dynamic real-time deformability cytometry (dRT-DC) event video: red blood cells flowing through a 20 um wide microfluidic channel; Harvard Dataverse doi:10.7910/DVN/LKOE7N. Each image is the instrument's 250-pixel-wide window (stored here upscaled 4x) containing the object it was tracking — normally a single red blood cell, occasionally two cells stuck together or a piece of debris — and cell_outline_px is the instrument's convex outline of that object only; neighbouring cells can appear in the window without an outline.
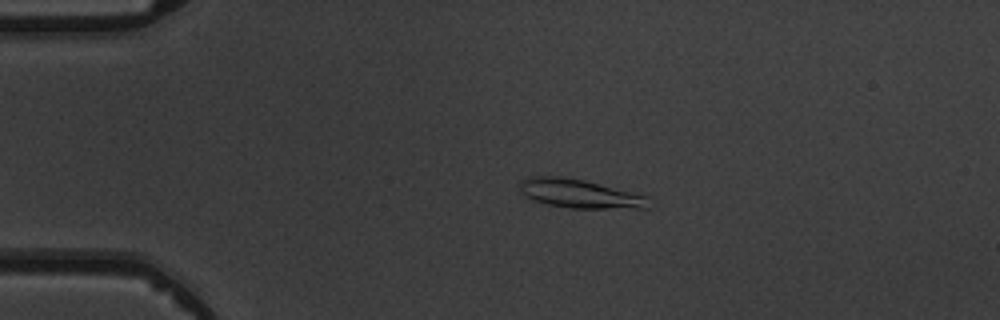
{"species": "common noctule bat (a hibernating species)", "species_latin": "Nyctalus noctula", "temperature_condition": "warm", "stored_images_in_passage": 5, "camera_frame_rate_fps": 3000, "um_per_image_px": 0.085, "animal": {"sex": "male", "body_mass_g": 19.5, "forearm_length_mm": 54.6}, "frame": {"image": 1, "passage_image": 4, "time_ms": 3.667, "image_size_px": [1000, 320], "cell_outline_px": [[648, 208], [572, 208], [548, 204], [532, 200], [520, 192], [520, 180], [528, 176], [560, 176], [584, 180], [648, 196]], "centroid_in_image_um": [49.22, 16.45], "position_along_channel_um": 35.8, "area_um2": 21.5}}